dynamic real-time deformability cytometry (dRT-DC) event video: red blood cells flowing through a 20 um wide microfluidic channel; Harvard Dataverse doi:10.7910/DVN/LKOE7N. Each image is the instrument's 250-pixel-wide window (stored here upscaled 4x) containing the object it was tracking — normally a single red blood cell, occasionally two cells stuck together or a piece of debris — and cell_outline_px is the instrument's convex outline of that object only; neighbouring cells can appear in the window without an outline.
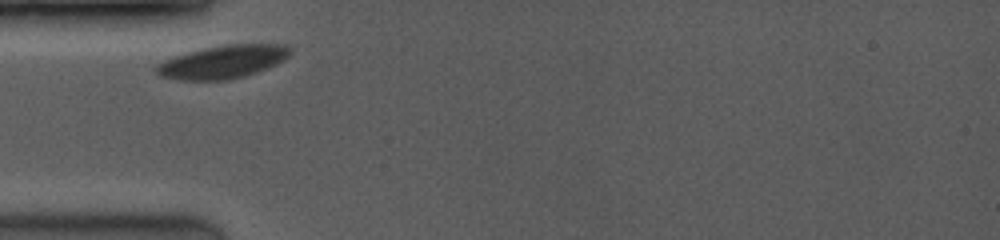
{"species": "common noctule bat (a hibernating species)", "species_latin": "Nyctalus noctula", "temperature_condition": "room temperature", "stored_images_in_passage": 20, "camera_frame_rate_fps": 3500, "um_per_image_px": 0.085, "animal": {"sex": "female", "body_mass_g": 19.0, "forearm_length_mm": 53.3}, "frame": {"image": 1, "passage_image": 1, "time_ms": 0.0, "image_size_px": [1000, 240], "cell_outline_px": [[292, 52], [284, 60], [276, 64], [256, 72], [244, 76], [228, 80], [184, 80], [160, 76], [152, 68], [156, 64], [164, 60], [188, 52], [204, 48], [228, 44], [284, 44]], "centroid_in_image_um": [18.91, 5.26], "position_along_channel_um": 66.1, "area_um2": 25.66}}
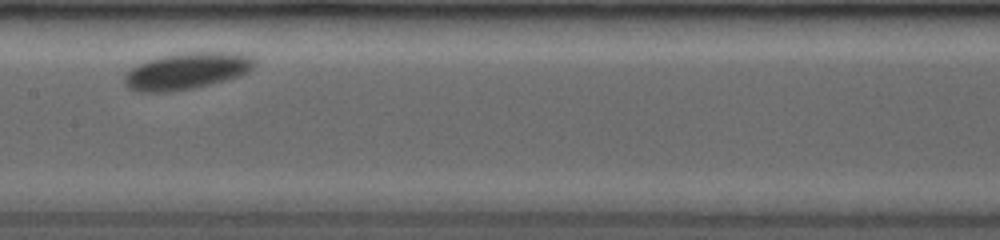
{"frame": {"image": 2, "passage_image": 8, "time_ms": 3.429, "image_size_px": [1000, 240], "cell_outline_px": [[256, 64], [248, 72], [240, 76], [192, 88], [168, 92], [136, 92], [128, 88], [124, 84], [124, 76], [136, 64], [148, 60], [164, 56], [192, 52], [232, 52], [252, 56], [256, 60]], "centroid_in_image_um": [15.88, 6.04], "position_along_channel_um": 191.5, "area_um2": 27.63}}
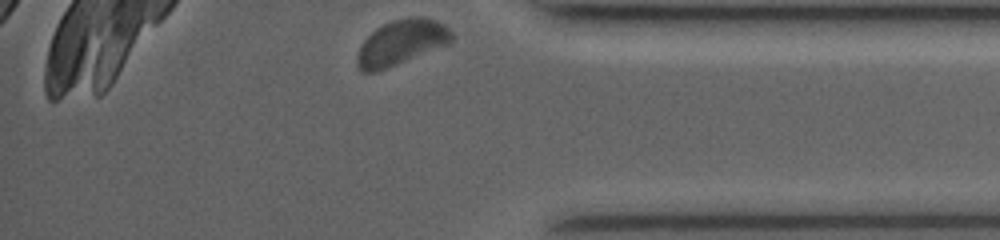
{"frame": {"image": 3, "passage_image": 20, "time_ms": 9.143, "image_size_px": [1000, 240], "cell_outline_px": [[452, 40], [448, 44], [388, 68], [376, 72], [360, 72], [356, 64], [356, 56], [364, 40], [376, 28], [392, 20], [408, 16], [424, 16], [436, 20], [444, 24], [452, 32]], "centroid_in_image_um": [34.1, 3.6], "position_along_channel_um": 401.1, "area_um2": 24.97}, "authors_computed_cell_mechanics": {"area_um2": 25.4609, "velocity_mm_per_s": 3.6962, "shape_relaxation_time_tau1_ms": 1.2418, "shape_relaxation_time_tau2_ms": null, "deformation_change_tau1": 0.0392, "deformation_change_tau2": null}}